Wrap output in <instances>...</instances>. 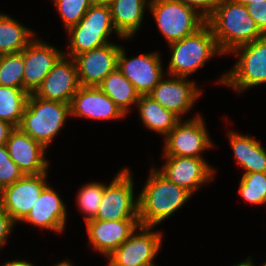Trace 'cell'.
Wrapping results in <instances>:
<instances>
[{"label": "cell", "mask_w": 266, "mask_h": 266, "mask_svg": "<svg viewBox=\"0 0 266 266\" xmlns=\"http://www.w3.org/2000/svg\"><path fill=\"white\" fill-rule=\"evenodd\" d=\"M53 3L66 30L79 23L93 5L92 0H53Z\"/></svg>", "instance_id": "cell-31"}, {"label": "cell", "mask_w": 266, "mask_h": 266, "mask_svg": "<svg viewBox=\"0 0 266 266\" xmlns=\"http://www.w3.org/2000/svg\"><path fill=\"white\" fill-rule=\"evenodd\" d=\"M15 221L0 207V249L7 243V238Z\"/></svg>", "instance_id": "cell-35"}, {"label": "cell", "mask_w": 266, "mask_h": 266, "mask_svg": "<svg viewBox=\"0 0 266 266\" xmlns=\"http://www.w3.org/2000/svg\"><path fill=\"white\" fill-rule=\"evenodd\" d=\"M71 117H82L94 120H116L126 115L98 87L81 86L70 104Z\"/></svg>", "instance_id": "cell-20"}, {"label": "cell", "mask_w": 266, "mask_h": 266, "mask_svg": "<svg viewBox=\"0 0 266 266\" xmlns=\"http://www.w3.org/2000/svg\"><path fill=\"white\" fill-rule=\"evenodd\" d=\"M47 172L24 175L0 190V207L16 222H21L33 208L47 184Z\"/></svg>", "instance_id": "cell-11"}, {"label": "cell", "mask_w": 266, "mask_h": 266, "mask_svg": "<svg viewBox=\"0 0 266 266\" xmlns=\"http://www.w3.org/2000/svg\"><path fill=\"white\" fill-rule=\"evenodd\" d=\"M228 137L238 164L245 169L244 173L266 172V149L255 137L233 131L228 132Z\"/></svg>", "instance_id": "cell-23"}, {"label": "cell", "mask_w": 266, "mask_h": 266, "mask_svg": "<svg viewBox=\"0 0 266 266\" xmlns=\"http://www.w3.org/2000/svg\"><path fill=\"white\" fill-rule=\"evenodd\" d=\"M80 87L74 59L63 54L34 94L44 100L71 104Z\"/></svg>", "instance_id": "cell-13"}, {"label": "cell", "mask_w": 266, "mask_h": 266, "mask_svg": "<svg viewBox=\"0 0 266 266\" xmlns=\"http://www.w3.org/2000/svg\"><path fill=\"white\" fill-rule=\"evenodd\" d=\"M69 116L70 104L44 100L32 93L19 128L47 149Z\"/></svg>", "instance_id": "cell-4"}, {"label": "cell", "mask_w": 266, "mask_h": 266, "mask_svg": "<svg viewBox=\"0 0 266 266\" xmlns=\"http://www.w3.org/2000/svg\"><path fill=\"white\" fill-rule=\"evenodd\" d=\"M181 121L164 137L163 156L203 158L201 153L214 146L204 119L197 114L191 119Z\"/></svg>", "instance_id": "cell-9"}, {"label": "cell", "mask_w": 266, "mask_h": 266, "mask_svg": "<svg viewBox=\"0 0 266 266\" xmlns=\"http://www.w3.org/2000/svg\"><path fill=\"white\" fill-rule=\"evenodd\" d=\"M10 158L24 175L46 173L49 162L44 158L46 148L31 136L16 127L7 140Z\"/></svg>", "instance_id": "cell-19"}, {"label": "cell", "mask_w": 266, "mask_h": 266, "mask_svg": "<svg viewBox=\"0 0 266 266\" xmlns=\"http://www.w3.org/2000/svg\"><path fill=\"white\" fill-rule=\"evenodd\" d=\"M64 52L34 38L23 50V90L35 93Z\"/></svg>", "instance_id": "cell-17"}, {"label": "cell", "mask_w": 266, "mask_h": 266, "mask_svg": "<svg viewBox=\"0 0 266 266\" xmlns=\"http://www.w3.org/2000/svg\"><path fill=\"white\" fill-rule=\"evenodd\" d=\"M66 205L57 192L47 185L28 215L22 220L33 226L62 232L66 224Z\"/></svg>", "instance_id": "cell-21"}, {"label": "cell", "mask_w": 266, "mask_h": 266, "mask_svg": "<svg viewBox=\"0 0 266 266\" xmlns=\"http://www.w3.org/2000/svg\"><path fill=\"white\" fill-rule=\"evenodd\" d=\"M232 1L247 6L249 4H253V2H255V1L260 2V1H263V0H232Z\"/></svg>", "instance_id": "cell-39"}, {"label": "cell", "mask_w": 266, "mask_h": 266, "mask_svg": "<svg viewBox=\"0 0 266 266\" xmlns=\"http://www.w3.org/2000/svg\"><path fill=\"white\" fill-rule=\"evenodd\" d=\"M201 93L195 82L187 77L171 76L163 77L149 96L182 119V115L192 109Z\"/></svg>", "instance_id": "cell-15"}, {"label": "cell", "mask_w": 266, "mask_h": 266, "mask_svg": "<svg viewBox=\"0 0 266 266\" xmlns=\"http://www.w3.org/2000/svg\"><path fill=\"white\" fill-rule=\"evenodd\" d=\"M29 95L21 88L0 85V120L19 127Z\"/></svg>", "instance_id": "cell-27"}, {"label": "cell", "mask_w": 266, "mask_h": 266, "mask_svg": "<svg viewBox=\"0 0 266 266\" xmlns=\"http://www.w3.org/2000/svg\"><path fill=\"white\" fill-rule=\"evenodd\" d=\"M129 168H123L110 184H104V194L97 215L91 220L117 221L139 219V199L134 196V182Z\"/></svg>", "instance_id": "cell-8"}, {"label": "cell", "mask_w": 266, "mask_h": 266, "mask_svg": "<svg viewBox=\"0 0 266 266\" xmlns=\"http://www.w3.org/2000/svg\"><path fill=\"white\" fill-rule=\"evenodd\" d=\"M115 32L109 5L93 4L76 25L67 30L70 36L68 51L64 55L74 57L83 52L102 47L108 43L110 34Z\"/></svg>", "instance_id": "cell-5"}, {"label": "cell", "mask_w": 266, "mask_h": 266, "mask_svg": "<svg viewBox=\"0 0 266 266\" xmlns=\"http://www.w3.org/2000/svg\"><path fill=\"white\" fill-rule=\"evenodd\" d=\"M171 58L168 64V76L187 77L205 66L215 54L222 55L211 27L206 23L192 35L168 44Z\"/></svg>", "instance_id": "cell-3"}, {"label": "cell", "mask_w": 266, "mask_h": 266, "mask_svg": "<svg viewBox=\"0 0 266 266\" xmlns=\"http://www.w3.org/2000/svg\"><path fill=\"white\" fill-rule=\"evenodd\" d=\"M23 176L19 166L10 158L6 145H0V190Z\"/></svg>", "instance_id": "cell-32"}, {"label": "cell", "mask_w": 266, "mask_h": 266, "mask_svg": "<svg viewBox=\"0 0 266 266\" xmlns=\"http://www.w3.org/2000/svg\"><path fill=\"white\" fill-rule=\"evenodd\" d=\"M139 219L117 221L88 220L86 228L89 245L107 258L139 227Z\"/></svg>", "instance_id": "cell-18"}, {"label": "cell", "mask_w": 266, "mask_h": 266, "mask_svg": "<svg viewBox=\"0 0 266 266\" xmlns=\"http://www.w3.org/2000/svg\"><path fill=\"white\" fill-rule=\"evenodd\" d=\"M151 169L146 185L138 194L139 223L156 227L181 208L192 194L169 181L155 167Z\"/></svg>", "instance_id": "cell-2"}, {"label": "cell", "mask_w": 266, "mask_h": 266, "mask_svg": "<svg viewBox=\"0 0 266 266\" xmlns=\"http://www.w3.org/2000/svg\"><path fill=\"white\" fill-rule=\"evenodd\" d=\"M111 0H92L93 4L109 5Z\"/></svg>", "instance_id": "cell-40"}, {"label": "cell", "mask_w": 266, "mask_h": 266, "mask_svg": "<svg viewBox=\"0 0 266 266\" xmlns=\"http://www.w3.org/2000/svg\"><path fill=\"white\" fill-rule=\"evenodd\" d=\"M123 48L121 46L118 53L117 68L134 85L140 96L149 95L165 74L159 53L152 52L129 59Z\"/></svg>", "instance_id": "cell-12"}, {"label": "cell", "mask_w": 266, "mask_h": 266, "mask_svg": "<svg viewBox=\"0 0 266 266\" xmlns=\"http://www.w3.org/2000/svg\"><path fill=\"white\" fill-rule=\"evenodd\" d=\"M252 262L253 261L251 260V257H248L246 259V261L240 262V263L235 264L233 266H255Z\"/></svg>", "instance_id": "cell-38"}, {"label": "cell", "mask_w": 266, "mask_h": 266, "mask_svg": "<svg viewBox=\"0 0 266 266\" xmlns=\"http://www.w3.org/2000/svg\"><path fill=\"white\" fill-rule=\"evenodd\" d=\"M239 193L250 204L266 203V172L243 173Z\"/></svg>", "instance_id": "cell-29"}, {"label": "cell", "mask_w": 266, "mask_h": 266, "mask_svg": "<svg viewBox=\"0 0 266 266\" xmlns=\"http://www.w3.org/2000/svg\"><path fill=\"white\" fill-rule=\"evenodd\" d=\"M196 10L206 20L214 13L219 0H177Z\"/></svg>", "instance_id": "cell-34"}, {"label": "cell", "mask_w": 266, "mask_h": 266, "mask_svg": "<svg viewBox=\"0 0 266 266\" xmlns=\"http://www.w3.org/2000/svg\"><path fill=\"white\" fill-rule=\"evenodd\" d=\"M138 113L143 125L165 137L181 120L173 112L162 107L149 95H141L137 101Z\"/></svg>", "instance_id": "cell-24"}, {"label": "cell", "mask_w": 266, "mask_h": 266, "mask_svg": "<svg viewBox=\"0 0 266 266\" xmlns=\"http://www.w3.org/2000/svg\"><path fill=\"white\" fill-rule=\"evenodd\" d=\"M121 45L108 43L73 57L81 86L97 87L104 78L117 68Z\"/></svg>", "instance_id": "cell-16"}, {"label": "cell", "mask_w": 266, "mask_h": 266, "mask_svg": "<svg viewBox=\"0 0 266 266\" xmlns=\"http://www.w3.org/2000/svg\"><path fill=\"white\" fill-rule=\"evenodd\" d=\"M148 6L168 44L194 34L206 24L196 10L177 0H150Z\"/></svg>", "instance_id": "cell-7"}, {"label": "cell", "mask_w": 266, "mask_h": 266, "mask_svg": "<svg viewBox=\"0 0 266 266\" xmlns=\"http://www.w3.org/2000/svg\"><path fill=\"white\" fill-rule=\"evenodd\" d=\"M23 51L0 55V85L23 89Z\"/></svg>", "instance_id": "cell-28"}, {"label": "cell", "mask_w": 266, "mask_h": 266, "mask_svg": "<svg viewBox=\"0 0 266 266\" xmlns=\"http://www.w3.org/2000/svg\"><path fill=\"white\" fill-rule=\"evenodd\" d=\"M249 15L254 19L263 35H266V0L247 5Z\"/></svg>", "instance_id": "cell-33"}, {"label": "cell", "mask_w": 266, "mask_h": 266, "mask_svg": "<svg viewBox=\"0 0 266 266\" xmlns=\"http://www.w3.org/2000/svg\"><path fill=\"white\" fill-rule=\"evenodd\" d=\"M231 53L235 54L238 60L228 73L221 76L219 83L238 92L266 83V35L237 47Z\"/></svg>", "instance_id": "cell-6"}, {"label": "cell", "mask_w": 266, "mask_h": 266, "mask_svg": "<svg viewBox=\"0 0 266 266\" xmlns=\"http://www.w3.org/2000/svg\"><path fill=\"white\" fill-rule=\"evenodd\" d=\"M206 23L211 27L223 55L264 36L249 15L247 6L232 0H219Z\"/></svg>", "instance_id": "cell-1"}, {"label": "cell", "mask_w": 266, "mask_h": 266, "mask_svg": "<svg viewBox=\"0 0 266 266\" xmlns=\"http://www.w3.org/2000/svg\"><path fill=\"white\" fill-rule=\"evenodd\" d=\"M1 266H34L32 263L24 260H12L6 263H3Z\"/></svg>", "instance_id": "cell-37"}, {"label": "cell", "mask_w": 266, "mask_h": 266, "mask_svg": "<svg viewBox=\"0 0 266 266\" xmlns=\"http://www.w3.org/2000/svg\"><path fill=\"white\" fill-rule=\"evenodd\" d=\"M54 266H73V265L69 261L65 260V261L57 263Z\"/></svg>", "instance_id": "cell-41"}, {"label": "cell", "mask_w": 266, "mask_h": 266, "mask_svg": "<svg viewBox=\"0 0 266 266\" xmlns=\"http://www.w3.org/2000/svg\"><path fill=\"white\" fill-rule=\"evenodd\" d=\"M154 227L139 225L131 236L109 257L107 266H152L162 246V233ZM139 230V233H138Z\"/></svg>", "instance_id": "cell-10"}, {"label": "cell", "mask_w": 266, "mask_h": 266, "mask_svg": "<svg viewBox=\"0 0 266 266\" xmlns=\"http://www.w3.org/2000/svg\"><path fill=\"white\" fill-rule=\"evenodd\" d=\"M34 34L9 15L0 14V55L22 52L36 37Z\"/></svg>", "instance_id": "cell-25"}, {"label": "cell", "mask_w": 266, "mask_h": 266, "mask_svg": "<svg viewBox=\"0 0 266 266\" xmlns=\"http://www.w3.org/2000/svg\"><path fill=\"white\" fill-rule=\"evenodd\" d=\"M166 158L161 169H157L165 178L183 187L192 195L204 183L214 178V169L204 158L186 156H163Z\"/></svg>", "instance_id": "cell-14"}, {"label": "cell", "mask_w": 266, "mask_h": 266, "mask_svg": "<svg viewBox=\"0 0 266 266\" xmlns=\"http://www.w3.org/2000/svg\"><path fill=\"white\" fill-rule=\"evenodd\" d=\"M127 115L131 105H137L139 94L134 85L116 68L97 86Z\"/></svg>", "instance_id": "cell-26"}, {"label": "cell", "mask_w": 266, "mask_h": 266, "mask_svg": "<svg viewBox=\"0 0 266 266\" xmlns=\"http://www.w3.org/2000/svg\"><path fill=\"white\" fill-rule=\"evenodd\" d=\"M15 128L16 127L9 122L0 120V145H6L8 138Z\"/></svg>", "instance_id": "cell-36"}, {"label": "cell", "mask_w": 266, "mask_h": 266, "mask_svg": "<svg viewBox=\"0 0 266 266\" xmlns=\"http://www.w3.org/2000/svg\"><path fill=\"white\" fill-rule=\"evenodd\" d=\"M149 0H111L109 7L114 28L117 33L128 40L141 27ZM147 5V6H146Z\"/></svg>", "instance_id": "cell-22"}, {"label": "cell", "mask_w": 266, "mask_h": 266, "mask_svg": "<svg viewBox=\"0 0 266 266\" xmlns=\"http://www.w3.org/2000/svg\"><path fill=\"white\" fill-rule=\"evenodd\" d=\"M104 194L103 183H89L84 185L77 195V206L84 214L85 222L93 219L98 212Z\"/></svg>", "instance_id": "cell-30"}]
</instances>
